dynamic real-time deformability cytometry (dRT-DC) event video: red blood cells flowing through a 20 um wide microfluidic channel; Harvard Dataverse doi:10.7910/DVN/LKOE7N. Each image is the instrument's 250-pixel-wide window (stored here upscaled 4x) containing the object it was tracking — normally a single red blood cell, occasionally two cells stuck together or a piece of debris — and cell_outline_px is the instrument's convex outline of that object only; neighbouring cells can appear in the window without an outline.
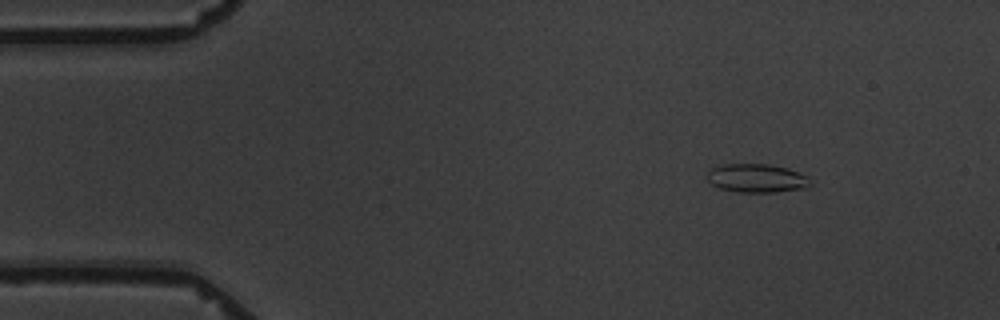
{"species": "common noctule bat (a hibernating species)", "species_latin": "Nyctalus noctula", "temperature_condition": "warm", "stored_images_in_passage": 9, "camera_frame_rate_fps": 3000, "um_per_image_px": 0.085, "animal": {"sex": "male", "body_mass_g": 19.5, "forearm_length_mm": 54.6}, "frame": {"image": 1, "passage_image": 1, "time_ms": 0.0, "image_size_px": [1000, 320], "cell_outline_px": [[812, 184], [808, 188], [776, 192], [736, 192], [720, 188], [712, 184], [708, 180], [708, 172], [712, 168], [720, 164], [768, 164], [788, 168], [808, 176]], "centroid_in_image_um": [64.36, 15.15], "position_along_channel_um": 20.6, "area_um2": 17.34}}
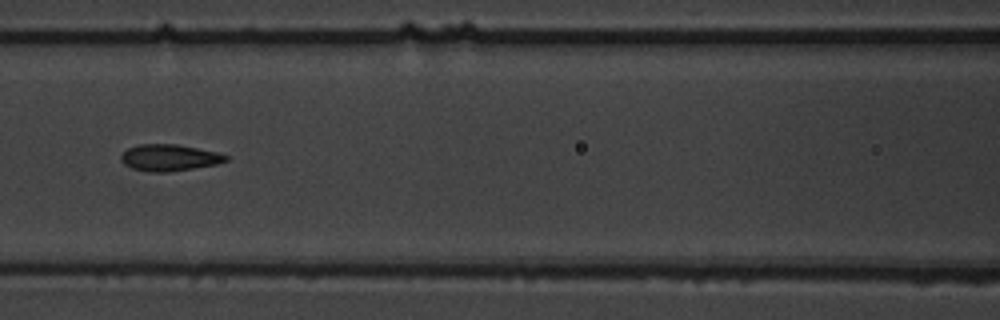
{"frame": {"image": 2, "passage_image": 6, "time_ms": 6.0, "image_size_px": [1000, 320], "cell_outline_px": [[228, 160], [216, 164], [168, 172], [148, 172], [132, 168], [124, 164], [120, 160], [120, 156], [128, 148], [140, 144], [176, 144], [216, 152], [228, 156]], "centroid_in_image_um": [14.35, 13.4], "position_along_channel_um": 152.2, "area_um2": 16.07}}
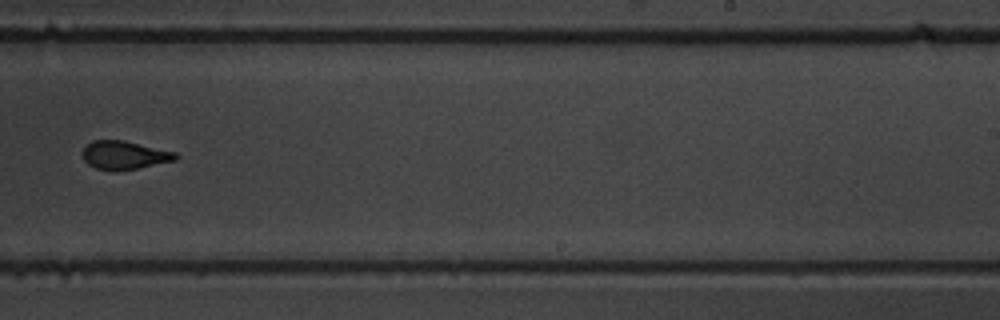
{"frame": {"image": 3, "passage_image": 9, "time_ms": 9.667, "image_size_px": [1000, 320], "cell_outline_px": [[180, 156], [176, 160], [136, 168], [112, 172], [96, 168], [88, 164], [84, 160], [84, 148], [92, 140], [124, 140], [176, 152]], "centroid_in_image_um": [10.59, 13.19], "position_along_channel_um": 278.4, "area_um2": 15.37}}